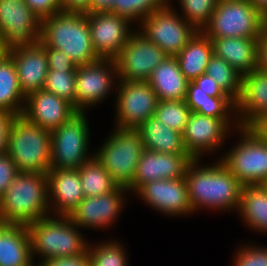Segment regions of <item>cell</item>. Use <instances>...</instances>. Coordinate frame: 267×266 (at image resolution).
I'll list each match as a JSON object with an SVG mask.
<instances>
[{"label":"cell","instance_id":"60d3db41","mask_svg":"<svg viewBox=\"0 0 267 266\" xmlns=\"http://www.w3.org/2000/svg\"><path fill=\"white\" fill-rule=\"evenodd\" d=\"M49 70H77V65L61 50L44 47Z\"/></svg>","mask_w":267,"mask_h":266},{"label":"cell","instance_id":"4dcf8cb0","mask_svg":"<svg viewBox=\"0 0 267 266\" xmlns=\"http://www.w3.org/2000/svg\"><path fill=\"white\" fill-rule=\"evenodd\" d=\"M25 100L13 58L5 52L0 57V110L22 115Z\"/></svg>","mask_w":267,"mask_h":266},{"label":"cell","instance_id":"8d00e7d4","mask_svg":"<svg viewBox=\"0 0 267 266\" xmlns=\"http://www.w3.org/2000/svg\"><path fill=\"white\" fill-rule=\"evenodd\" d=\"M167 2L168 0H115L109 12L124 16L138 26L146 16L161 9Z\"/></svg>","mask_w":267,"mask_h":266},{"label":"cell","instance_id":"cb8c5ba5","mask_svg":"<svg viewBox=\"0 0 267 266\" xmlns=\"http://www.w3.org/2000/svg\"><path fill=\"white\" fill-rule=\"evenodd\" d=\"M214 54L223 58L240 75L250 74L258 69L259 39L255 38H213Z\"/></svg>","mask_w":267,"mask_h":266},{"label":"cell","instance_id":"c3c4849f","mask_svg":"<svg viewBox=\"0 0 267 266\" xmlns=\"http://www.w3.org/2000/svg\"><path fill=\"white\" fill-rule=\"evenodd\" d=\"M258 68L267 72V28L259 38Z\"/></svg>","mask_w":267,"mask_h":266},{"label":"cell","instance_id":"74e56055","mask_svg":"<svg viewBox=\"0 0 267 266\" xmlns=\"http://www.w3.org/2000/svg\"><path fill=\"white\" fill-rule=\"evenodd\" d=\"M180 6L179 14L191 23L198 31H202L209 23L219 0H176Z\"/></svg>","mask_w":267,"mask_h":266},{"label":"cell","instance_id":"30bf717a","mask_svg":"<svg viewBox=\"0 0 267 266\" xmlns=\"http://www.w3.org/2000/svg\"><path fill=\"white\" fill-rule=\"evenodd\" d=\"M172 0L146 16L137 29L168 56H177L198 30L188 23Z\"/></svg>","mask_w":267,"mask_h":266},{"label":"cell","instance_id":"277c9868","mask_svg":"<svg viewBox=\"0 0 267 266\" xmlns=\"http://www.w3.org/2000/svg\"><path fill=\"white\" fill-rule=\"evenodd\" d=\"M28 230L35 264L52 258L77 257L87 252L89 239L67 216L50 215L29 224Z\"/></svg>","mask_w":267,"mask_h":266},{"label":"cell","instance_id":"83f0119b","mask_svg":"<svg viewBox=\"0 0 267 266\" xmlns=\"http://www.w3.org/2000/svg\"><path fill=\"white\" fill-rule=\"evenodd\" d=\"M213 54L212 40L202 31H198L176 56V59L184 77L191 82L206 72Z\"/></svg>","mask_w":267,"mask_h":266},{"label":"cell","instance_id":"3957f363","mask_svg":"<svg viewBox=\"0 0 267 266\" xmlns=\"http://www.w3.org/2000/svg\"><path fill=\"white\" fill-rule=\"evenodd\" d=\"M38 42L43 47L61 50L77 66L100 59L90 37L88 13L61 11L44 18Z\"/></svg>","mask_w":267,"mask_h":266},{"label":"cell","instance_id":"f546056e","mask_svg":"<svg viewBox=\"0 0 267 266\" xmlns=\"http://www.w3.org/2000/svg\"><path fill=\"white\" fill-rule=\"evenodd\" d=\"M137 130L140 132L144 149L167 154L188 153L182 133L166 127L155 116L145 120Z\"/></svg>","mask_w":267,"mask_h":266},{"label":"cell","instance_id":"5b68a950","mask_svg":"<svg viewBox=\"0 0 267 266\" xmlns=\"http://www.w3.org/2000/svg\"><path fill=\"white\" fill-rule=\"evenodd\" d=\"M6 153L20 172L47 174L51 168V133L22 115L15 116Z\"/></svg>","mask_w":267,"mask_h":266},{"label":"cell","instance_id":"ab89813d","mask_svg":"<svg viewBox=\"0 0 267 266\" xmlns=\"http://www.w3.org/2000/svg\"><path fill=\"white\" fill-rule=\"evenodd\" d=\"M19 172L15 163L7 153L0 155V199L6 188L12 184Z\"/></svg>","mask_w":267,"mask_h":266},{"label":"cell","instance_id":"ee69618b","mask_svg":"<svg viewBox=\"0 0 267 266\" xmlns=\"http://www.w3.org/2000/svg\"><path fill=\"white\" fill-rule=\"evenodd\" d=\"M37 266H90V261L86 252L77 257L52 258L37 264Z\"/></svg>","mask_w":267,"mask_h":266},{"label":"cell","instance_id":"836d02e7","mask_svg":"<svg viewBox=\"0 0 267 266\" xmlns=\"http://www.w3.org/2000/svg\"><path fill=\"white\" fill-rule=\"evenodd\" d=\"M205 73L211 76L227 95L235 101L238 99L241 92L242 75L223 58L213 54Z\"/></svg>","mask_w":267,"mask_h":266},{"label":"cell","instance_id":"d6986e66","mask_svg":"<svg viewBox=\"0 0 267 266\" xmlns=\"http://www.w3.org/2000/svg\"><path fill=\"white\" fill-rule=\"evenodd\" d=\"M193 160L188 153L167 154L144 149L134 179L127 189L134 196V193L148 182L184 178L187 167Z\"/></svg>","mask_w":267,"mask_h":266},{"label":"cell","instance_id":"8fae6325","mask_svg":"<svg viewBox=\"0 0 267 266\" xmlns=\"http://www.w3.org/2000/svg\"><path fill=\"white\" fill-rule=\"evenodd\" d=\"M114 92L115 127L137 129L154 116L159 99L148 81L118 80Z\"/></svg>","mask_w":267,"mask_h":266},{"label":"cell","instance_id":"6da1fadb","mask_svg":"<svg viewBox=\"0 0 267 266\" xmlns=\"http://www.w3.org/2000/svg\"><path fill=\"white\" fill-rule=\"evenodd\" d=\"M201 163L202 159H194L185 173L193 212H238L243 185L219 159L210 165Z\"/></svg>","mask_w":267,"mask_h":266},{"label":"cell","instance_id":"603a6c76","mask_svg":"<svg viewBox=\"0 0 267 266\" xmlns=\"http://www.w3.org/2000/svg\"><path fill=\"white\" fill-rule=\"evenodd\" d=\"M267 111V72L261 69L242 76L241 92L236 100V115L240 126H247Z\"/></svg>","mask_w":267,"mask_h":266},{"label":"cell","instance_id":"681fc988","mask_svg":"<svg viewBox=\"0 0 267 266\" xmlns=\"http://www.w3.org/2000/svg\"><path fill=\"white\" fill-rule=\"evenodd\" d=\"M115 0H90L88 13L110 11Z\"/></svg>","mask_w":267,"mask_h":266},{"label":"cell","instance_id":"e0dca14e","mask_svg":"<svg viewBox=\"0 0 267 266\" xmlns=\"http://www.w3.org/2000/svg\"><path fill=\"white\" fill-rule=\"evenodd\" d=\"M88 24L94 51L101 59H114L136 30L129 19L109 11L88 13Z\"/></svg>","mask_w":267,"mask_h":266},{"label":"cell","instance_id":"bcb514c9","mask_svg":"<svg viewBox=\"0 0 267 266\" xmlns=\"http://www.w3.org/2000/svg\"><path fill=\"white\" fill-rule=\"evenodd\" d=\"M246 127L260 140L267 142V111L258 115Z\"/></svg>","mask_w":267,"mask_h":266},{"label":"cell","instance_id":"ba28073f","mask_svg":"<svg viewBox=\"0 0 267 266\" xmlns=\"http://www.w3.org/2000/svg\"><path fill=\"white\" fill-rule=\"evenodd\" d=\"M266 26V17L249 0H222L202 32L213 38L259 39Z\"/></svg>","mask_w":267,"mask_h":266},{"label":"cell","instance_id":"f907efd6","mask_svg":"<svg viewBox=\"0 0 267 266\" xmlns=\"http://www.w3.org/2000/svg\"><path fill=\"white\" fill-rule=\"evenodd\" d=\"M265 17H267V0H249Z\"/></svg>","mask_w":267,"mask_h":266},{"label":"cell","instance_id":"d4e9b609","mask_svg":"<svg viewBox=\"0 0 267 266\" xmlns=\"http://www.w3.org/2000/svg\"><path fill=\"white\" fill-rule=\"evenodd\" d=\"M27 225L0 223V266H34Z\"/></svg>","mask_w":267,"mask_h":266},{"label":"cell","instance_id":"7bdbcfd3","mask_svg":"<svg viewBox=\"0 0 267 266\" xmlns=\"http://www.w3.org/2000/svg\"><path fill=\"white\" fill-rule=\"evenodd\" d=\"M193 82L196 84V91H204L211 97H230L222 90L218 83L206 73L197 77Z\"/></svg>","mask_w":267,"mask_h":266},{"label":"cell","instance_id":"e575fe53","mask_svg":"<svg viewBox=\"0 0 267 266\" xmlns=\"http://www.w3.org/2000/svg\"><path fill=\"white\" fill-rule=\"evenodd\" d=\"M185 100L159 101L154 116L166 127L183 133L191 114Z\"/></svg>","mask_w":267,"mask_h":266},{"label":"cell","instance_id":"2e32d148","mask_svg":"<svg viewBox=\"0 0 267 266\" xmlns=\"http://www.w3.org/2000/svg\"><path fill=\"white\" fill-rule=\"evenodd\" d=\"M234 131L221 119L192 112L182 133L186 151L193 159H204L223 150ZM231 135V136H230ZM208 154V155H207Z\"/></svg>","mask_w":267,"mask_h":266},{"label":"cell","instance_id":"b9f144b4","mask_svg":"<svg viewBox=\"0 0 267 266\" xmlns=\"http://www.w3.org/2000/svg\"><path fill=\"white\" fill-rule=\"evenodd\" d=\"M25 2L40 20L62 11L59 0H25Z\"/></svg>","mask_w":267,"mask_h":266},{"label":"cell","instance_id":"7c38bea8","mask_svg":"<svg viewBox=\"0 0 267 266\" xmlns=\"http://www.w3.org/2000/svg\"><path fill=\"white\" fill-rule=\"evenodd\" d=\"M40 33L41 20L25 0H0V38L5 52L33 46Z\"/></svg>","mask_w":267,"mask_h":266},{"label":"cell","instance_id":"44dd1931","mask_svg":"<svg viewBox=\"0 0 267 266\" xmlns=\"http://www.w3.org/2000/svg\"><path fill=\"white\" fill-rule=\"evenodd\" d=\"M47 178L51 215L67 216L84 199L78 170L50 168Z\"/></svg>","mask_w":267,"mask_h":266},{"label":"cell","instance_id":"ffe728a7","mask_svg":"<svg viewBox=\"0 0 267 266\" xmlns=\"http://www.w3.org/2000/svg\"><path fill=\"white\" fill-rule=\"evenodd\" d=\"M77 112L66 100L42 89L26 97L22 116L29 122L52 131Z\"/></svg>","mask_w":267,"mask_h":266},{"label":"cell","instance_id":"5bb4252c","mask_svg":"<svg viewBox=\"0 0 267 266\" xmlns=\"http://www.w3.org/2000/svg\"><path fill=\"white\" fill-rule=\"evenodd\" d=\"M117 83L114 59L100 58L94 63L77 66L76 110L86 112L98 106L116 91Z\"/></svg>","mask_w":267,"mask_h":266},{"label":"cell","instance_id":"9c48e42d","mask_svg":"<svg viewBox=\"0 0 267 266\" xmlns=\"http://www.w3.org/2000/svg\"><path fill=\"white\" fill-rule=\"evenodd\" d=\"M237 133V134H236ZM236 143L230 150L221 152L218 159L244 185L267 183V142L260 140L246 126L234 131ZM239 136V137H238Z\"/></svg>","mask_w":267,"mask_h":266},{"label":"cell","instance_id":"d590c367","mask_svg":"<svg viewBox=\"0 0 267 266\" xmlns=\"http://www.w3.org/2000/svg\"><path fill=\"white\" fill-rule=\"evenodd\" d=\"M76 72L77 70H49L44 90L72 104L76 109Z\"/></svg>","mask_w":267,"mask_h":266},{"label":"cell","instance_id":"816d5d0a","mask_svg":"<svg viewBox=\"0 0 267 266\" xmlns=\"http://www.w3.org/2000/svg\"><path fill=\"white\" fill-rule=\"evenodd\" d=\"M5 53L2 47L1 38H0V57Z\"/></svg>","mask_w":267,"mask_h":266},{"label":"cell","instance_id":"f6af8a7d","mask_svg":"<svg viewBox=\"0 0 267 266\" xmlns=\"http://www.w3.org/2000/svg\"><path fill=\"white\" fill-rule=\"evenodd\" d=\"M15 115L0 110V155L7 152L8 131Z\"/></svg>","mask_w":267,"mask_h":266},{"label":"cell","instance_id":"52a82bcc","mask_svg":"<svg viewBox=\"0 0 267 266\" xmlns=\"http://www.w3.org/2000/svg\"><path fill=\"white\" fill-rule=\"evenodd\" d=\"M87 113L78 111L67 122L50 131L51 168L78 170L94 157L89 146L92 134Z\"/></svg>","mask_w":267,"mask_h":266},{"label":"cell","instance_id":"7a4b0ae2","mask_svg":"<svg viewBox=\"0 0 267 266\" xmlns=\"http://www.w3.org/2000/svg\"><path fill=\"white\" fill-rule=\"evenodd\" d=\"M50 215L47 174L19 172L0 199V223L28 226Z\"/></svg>","mask_w":267,"mask_h":266},{"label":"cell","instance_id":"f1b7e54d","mask_svg":"<svg viewBox=\"0 0 267 266\" xmlns=\"http://www.w3.org/2000/svg\"><path fill=\"white\" fill-rule=\"evenodd\" d=\"M237 213L246 228L249 227L251 231L259 234H267V187L244 185Z\"/></svg>","mask_w":267,"mask_h":266},{"label":"cell","instance_id":"f35d334b","mask_svg":"<svg viewBox=\"0 0 267 266\" xmlns=\"http://www.w3.org/2000/svg\"><path fill=\"white\" fill-rule=\"evenodd\" d=\"M254 244V245H253ZM245 242L232 256V266H267V246Z\"/></svg>","mask_w":267,"mask_h":266},{"label":"cell","instance_id":"7dc6e473","mask_svg":"<svg viewBox=\"0 0 267 266\" xmlns=\"http://www.w3.org/2000/svg\"><path fill=\"white\" fill-rule=\"evenodd\" d=\"M62 11L88 13L90 0H59Z\"/></svg>","mask_w":267,"mask_h":266},{"label":"cell","instance_id":"4fadbf2b","mask_svg":"<svg viewBox=\"0 0 267 266\" xmlns=\"http://www.w3.org/2000/svg\"><path fill=\"white\" fill-rule=\"evenodd\" d=\"M167 54L137 28L114 58L118 80L148 81Z\"/></svg>","mask_w":267,"mask_h":266},{"label":"cell","instance_id":"8992f818","mask_svg":"<svg viewBox=\"0 0 267 266\" xmlns=\"http://www.w3.org/2000/svg\"><path fill=\"white\" fill-rule=\"evenodd\" d=\"M110 133L101 146L93 151L94 157L118 186L128 188L144 151L140 132L114 126Z\"/></svg>","mask_w":267,"mask_h":266},{"label":"cell","instance_id":"1f68e13d","mask_svg":"<svg viewBox=\"0 0 267 266\" xmlns=\"http://www.w3.org/2000/svg\"><path fill=\"white\" fill-rule=\"evenodd\" d=\"M84 197H95L114 191L118 185L105 168L93 157L79 169Z\"/></svg>","mask_w":267,"mask_h":266},{"label":"cell","instance_id":"484cf974","mask_svg":"<svg viewBox=\"0 0 267 266\" xmlns=\"http://www.w3.org/2000/svg\"><path fill=\"white\" fill-rule=\"evenodd\" d=\"M185 102L191 112L221 118L233 131L240 127L236 101L232 97H211L204 91H196V84L191 81L188 83Z\"/></svg>","mask_w":267,"mask_h":266},{"label":"cell","instance_id":"ac0fdd59","mask_svg":"<svg viewBox=\"0 0 267 266\" xmlns=\"http://www.w3.org/2000/svg\"><path fill=\"white\" fill-rule=\"evenodd\" d=\"M136 194V195H135ZM134 195L164 216H190L194 212L184 178L151 181L142 185ZM138 195V196H137Z\"/></svg>","mask_w":267,"mask_h":266},{"label":"cell","instance_id":"7402d4cb","mask_svg":"<svg viewBox=\"0 0 267 266\" xmlns=\"http://www.w3.org/2000/svg\"><path fill=\"white\" fill-rule=\"evenodd\" d=\"M14 61L19 84L25 97L44 89L49 71L45 48L39 43L7 52Z\"/></svg>","mask_w":267,"mask_h":266},{"label":"cell","instance_id":"4316f807","mask_svg":"<svg viewBox=\"0 0 267 266\" xmlns=\"http://www.w3.org/2000/svg\"><path fill=\"white\" fill-rule=\"evenodd\" d=\"M159 101L185 100L189 81L180 70L176 56H167L148 80Z\"/></svg>","mask_w":267,"mask_h":266},{"label":"cell","instance_id":"9a60e30c","mask_svg":"<svg viewBox=\"0 0 267 266\" xmlns=\"http://www.w3.org/2000/svg\"><path fill=\"white\" fill-rule=\"evenodd\" d=\"M127 194H131L127 188L118 186L114 191L105 195L84 197L67 217L81 230L110 229L117 219L119 220L117 217L123 213L122 209L128 199Z\"/></svg>","mask_w":267,"mask_h":266},{"label":"cell","instance_id":"d6a6232c","mask_svg":"<svg viewBox=\"0 0 267 266\" xmlns=\"http://www.w3.org/2000/svg\"><path fill=\"white\" fill-rule=\"evenodd\" d=\"M124 243L118 242L116 238L101 240L96 244L88 245L90 266H130L127 249Z\"/></svg>","mask_w":267,"mask_h":266}]
</instances>
